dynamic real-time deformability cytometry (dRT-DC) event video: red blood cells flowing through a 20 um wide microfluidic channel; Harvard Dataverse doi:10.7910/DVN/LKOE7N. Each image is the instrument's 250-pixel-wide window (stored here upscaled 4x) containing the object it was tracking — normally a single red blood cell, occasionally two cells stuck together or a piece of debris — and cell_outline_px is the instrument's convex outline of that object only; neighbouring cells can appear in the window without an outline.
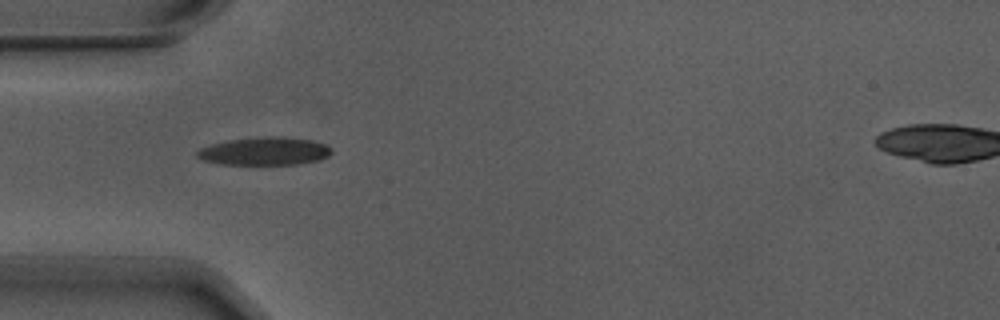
{"species": "Egyptian fruit bat (a non-hibernating species)", "species_latin": "Rousettus aegyptiacus", "temperature_condition": "warm", "stored_images_in_passage": 7, "camera_frame_rate_fps": 3000, "um_per_image_px": 0.085, "animal": {"sex": "male"}, "frame": {"image": 1, "passage_image": 2, "time_ms": 0.333, "image_size_px": [1000, 320], "cell_outline_px": [[332, 152], [328, 156], [320, 160], [300, 164], [220, 164], [204, 160], [196, 156], [196, 152], [200, 148], [212, 144], [228, 140], [264, 136], [284, 136], [312, 140], [324, 144], [332, 148]], "centroid_in_image_um": [22.52, 12.84], "position_along_channel_um": 62.5, "area_um2": 22.02}}
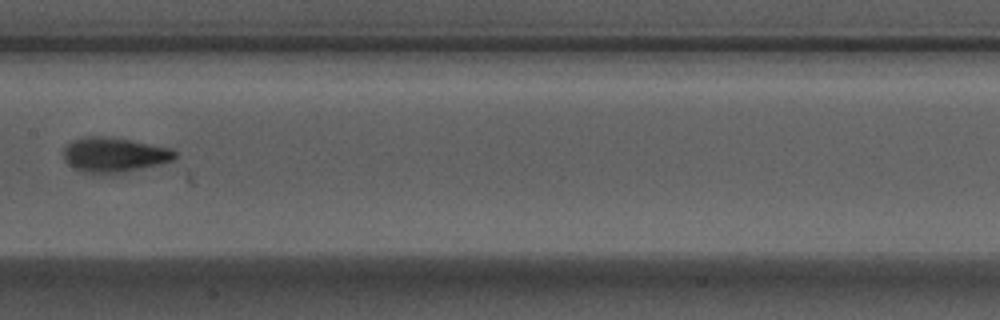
{"frame": {"image": 2, "passage_image": 5, "time_ms": 1.333, "image_size_px": [1000, 320], "cell_outline_px": [[176, 156], [172, 160], [160, 164], [112, 176], [92, 176], [80, 172], [68, 164], [64, 160], [64, 148], [72, 140], [84, 136], [112, 136], [168, 148], [176, 152]], "centroid_in_image_um": [9.64, 13.21], "position_along_channel_um": 197.8, "area_um2": 23.41}}
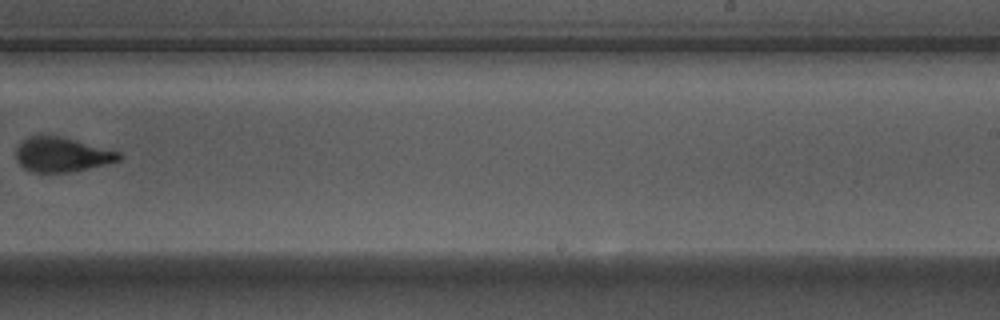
{"frame": {"image": 3, "passage_image": 7, "time_ms": 2.0, "image_size_px": [1000, 320], "cell_outline_px": [[120, 160], [104, 164], [68, 172], [32, 172], [24, 168], [16, 160], [16, 148], [28, 136], [60, 136], [76, 140], [120, 152]], "centroid_in_image_um": [5.22, 13.14], "position_along_channel_um": 283.8, "area_um2": 20.35}}